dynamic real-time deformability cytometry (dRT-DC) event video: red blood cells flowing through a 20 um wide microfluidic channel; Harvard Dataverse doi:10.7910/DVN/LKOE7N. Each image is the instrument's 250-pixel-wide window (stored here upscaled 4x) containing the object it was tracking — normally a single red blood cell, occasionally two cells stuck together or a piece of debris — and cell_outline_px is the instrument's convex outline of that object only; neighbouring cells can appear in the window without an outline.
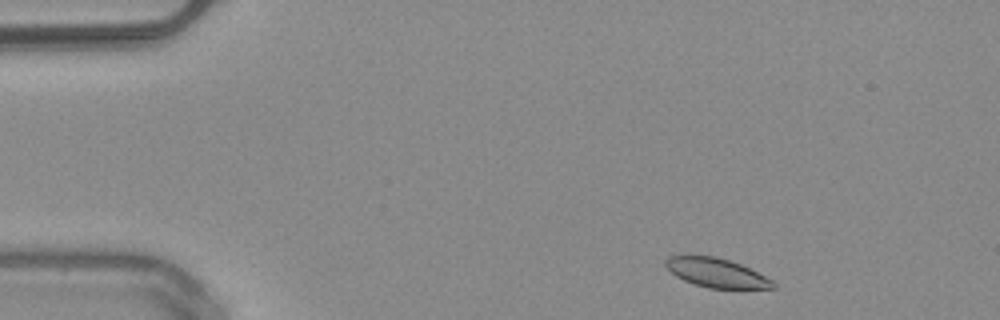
{"species": "common noctule bat (a hibernating species)", "species_latin": "Nyctalus noctula", "temperature_condition": "warm", "stored_images_in_passage": 45, "camera_frame_rate_fps": 3000, "um_per_image_px": 0.085, "animal": {"sex": "male", "body_mass_g": 20.4}, "frame": {"image": 1, "passage_image": 2, "time_ms": 0.333, "image_size_px": [1000, 320], "cell_outline_px": [[776, 288], [708, 288], [684, 280], [676, 276], [664, 264], [664, 260], [668, 256], [716, 256], [740, 264], [772, 280], [776, 284]], "centroid_in_image_um": [60.88, 23.18], "position_along_channel_um": 24.1, "area_um2": 17.86}}
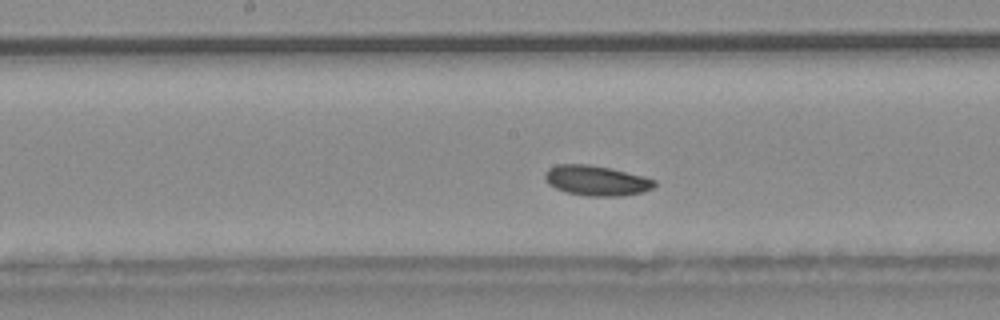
{"frame": {"image": 2, "passage_image": 21, "time_ms": 6.667, "image_size_px": [1000, 320], "cell_outline_px": [[656, 184], [652, 188], [644, 192], [624, 196], [588, 196], [568, 192], [556, 188], [548, 184], [544, 180], [544, 172], [548, 168], [556, 164], [588, 164], [612, 168], [644, 176], [656, 180]], "centroid_in_image_um": [50.69, 15.34], "position_along_channel_um": 197.5, "area_um2": 19.48}}
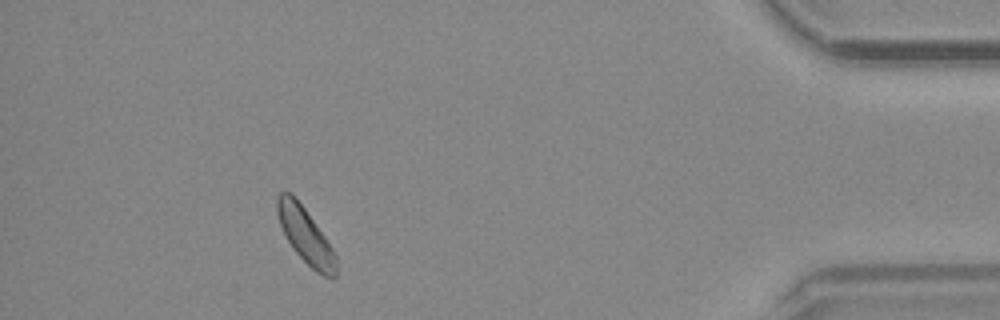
{"frame": {"image": 3, "passage_image": 41, "time_ms": 13.333, "image_size_px": [1000, 320], "cell_outline_px": [[336, 276], [332, 280], [316, 272], [292, 248], [280, 224], [276, 212], [276, 196], [280, 192], [292, 192], [304, 208], [324, 236], [332, 248], [336, 256]], "centroid_in_image_um": [25.95, 20.01], "position_along_channel_um": 409.2, "area_um2": 18.84}, "authors_computed_cell_mechanics": {"area_um2": 19.074, "velocity_mm_per_s": 3.993, "shape_relaxation_time_tau1_ms": 1.698, "shape_relaxation_time_tau2_ms": null, "deformation_change_tau1": 0.0325, "deformation_change_tau2": null}}